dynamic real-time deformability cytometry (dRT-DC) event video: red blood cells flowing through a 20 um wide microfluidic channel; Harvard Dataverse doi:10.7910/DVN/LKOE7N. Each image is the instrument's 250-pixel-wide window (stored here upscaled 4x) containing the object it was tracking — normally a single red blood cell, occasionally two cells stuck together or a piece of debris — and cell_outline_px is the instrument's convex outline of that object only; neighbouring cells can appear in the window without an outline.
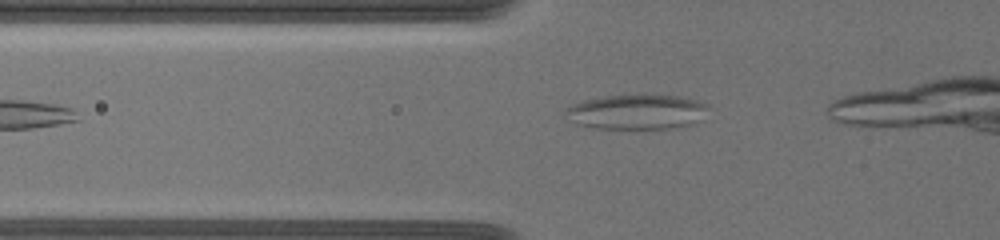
{"species": "common noctule bat (a hibernating species)", "species_latin": "Nyctalus noctula", "temperature_condition": "warm", "stored_images_in_passage": 4, "camera_frame_rate_fps": 3000, "um_per_image_px": 0.085, "animal": {"sex": "female", "body_mass_g": 19.5, "forearm_length_mm": 54.1}, "frame": {"image": 1, "passage_image": 4, "time_ms": 3.0, "image_size_px": [1000, 240], "cell_outline_px": [[708, 108], [692, 124], [672, 128], [592, 128], [576, 124], [560, 112], [572, 104], [584, 100], [604, 96], [680, 96], [696, 100], [708, 104]], "centroid_in_image_um": [54.03, 9.52], "position_along_channel_um": 71.8, "area_um2": 28.55}}